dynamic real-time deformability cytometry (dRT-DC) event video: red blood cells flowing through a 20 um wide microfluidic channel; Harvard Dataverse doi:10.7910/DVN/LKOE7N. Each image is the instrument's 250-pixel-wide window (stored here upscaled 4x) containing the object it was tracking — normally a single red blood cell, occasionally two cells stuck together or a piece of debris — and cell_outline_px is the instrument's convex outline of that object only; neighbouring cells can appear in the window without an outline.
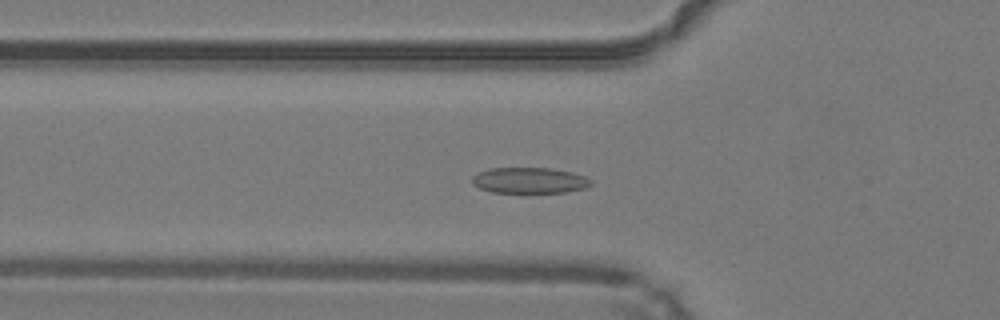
{"species": "common noctule bat (a hibernating species)", "species_latin": "Nyctalus noctula", "temperature_condition": "warm", "stored_images_in_passage": 46, "camera_frame_rate_fps": 3000, "um_per_image_px": 0.085, "animal": {"sex": "male", "body_mass_g": 19.2, "forearm_length_mm": 51.8}, "frame": {"image": 1, "passage_image": 14, "time_ms": 4.333, "image_size_px": [1000, 320], "cell_outline_px": [[592, 184], [584, 188], [568, 192], [492, 192], [480, 188], [472, 184], [472, 176], [488, 168], [548, 168], [572, 172], [584, 176], [592, 180]], "centroid_in_image_um": [45.0, 15.33], "position_along_channel_um": 80.8, "area_um2": 17.8}}
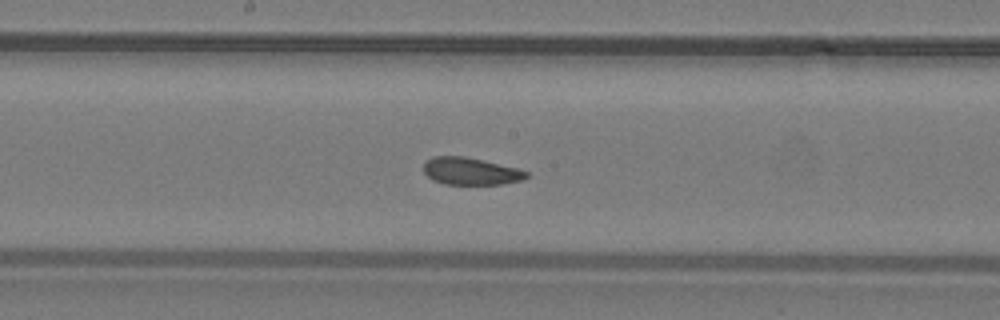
{"frame": {"image": 2, "passage_image": 23, "time_ms": 7.333, "image_size_px": [1000, 320], "cell_outline_px": [[528, 176], [524, 180], [500, 184], [444, 184], [432, 180], [424, 172], [424, 164], [432, 156], [464, 156], [516, 168], [528, 172]], "centroid_in_image_um": [39.99, 14.56], "position_along_channel_um": 208.2, "area_um2": 16.18}}
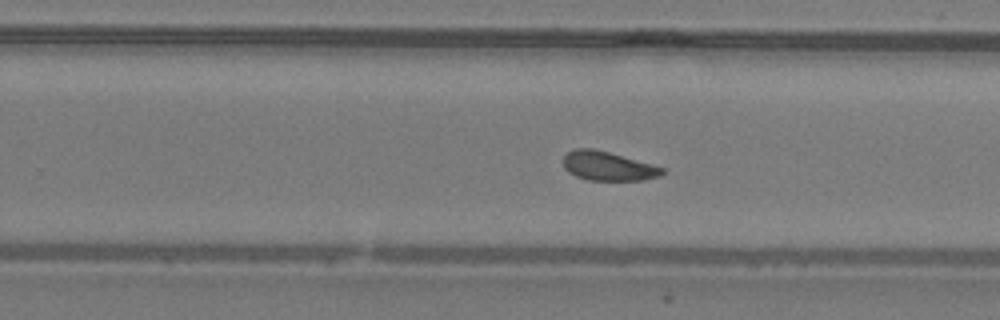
{"frame": {"image": 3, "passage_image": 28, "time_ms": 9.0, "image_size_px": [1000, 320], "cell_outline_px": [[664, 172], [660, 176], [644, 180], [588, 180], [576, 176], [568, 172], [564, 168], [564, 156], [568, 152], [576, 148], [592, 148], [608, 152], [664, 168]], "centroid_in_image_um": [51.65, 14.12], "position_along_channel_um": 278.1, "area_um2": 16.53}, "authors_computed_cell_mechanics": {"area_um2": 17.6001, "velocity_mm_per_s": 4.2095, "shape_relaxation_time_tau1_ms": 4.0045, "shape_relaxation_time_tau2_ms": 2.5922, "deformation_change_tau1": 0.1122, "deformation_change_tau2": 0.0779}}